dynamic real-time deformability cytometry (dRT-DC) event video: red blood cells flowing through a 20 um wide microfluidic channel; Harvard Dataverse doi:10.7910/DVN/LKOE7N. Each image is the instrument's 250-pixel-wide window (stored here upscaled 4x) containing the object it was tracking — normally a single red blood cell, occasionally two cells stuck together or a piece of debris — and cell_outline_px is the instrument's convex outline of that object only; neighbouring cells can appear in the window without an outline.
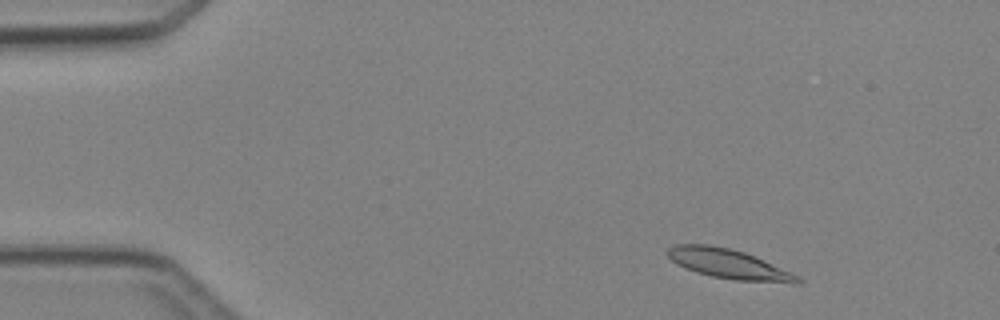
{"species": "Egyptian fruit bat (a non-hibernating species)", "species_latin": "Rousettus aegyptiacus", "temperature_condition": "cold", "stored_images_in_passage": 2, "camera_frame_rate_fps": 3000, "um_per_image_px": 0.085, "animal": {"sex": "female"}, "frame": {"image": 1, "passage_image": 1, "time_ms": 0.0, "image_size_px": [1000, 320], "cell_outline_px": [[804, 280], [800, 284], [792, 284], [736, 280], [712, 276], [696, 272], [672, 260], [664, 252], [668, 248], [676, 244], [708, 244], [728, 248], [744, 252], [764, 260], [792, 272], [800, 276]], "centroid_in_image_um": [62.02, 22.45], "position_along_channel_um": 23.0, "area_um2": 22.48}}